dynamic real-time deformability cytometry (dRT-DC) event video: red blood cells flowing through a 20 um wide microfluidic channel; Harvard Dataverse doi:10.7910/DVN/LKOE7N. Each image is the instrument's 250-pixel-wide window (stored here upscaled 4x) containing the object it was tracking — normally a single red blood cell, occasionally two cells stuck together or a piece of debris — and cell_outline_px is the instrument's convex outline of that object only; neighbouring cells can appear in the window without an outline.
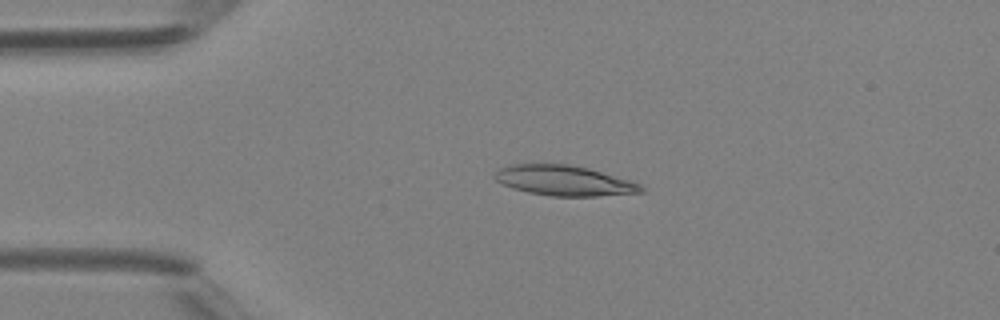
{"species": "Egyptian fruit bat (a non-hibernating species)", "species_latin": "Rousettus aegyptiacus", "temperature_condition": "room temperature", "stored_images_in_passage": 42, "camera_frame_rate_fps": 3000, "um_per_image_px": 0.085, "animal": {"sex": "female"}, "frame": {"image": 1, "passage_image": 9, "time_ms": 2.667, "image_size_px": [1000, 320], "cell_outline_px": [[644, 192], [596, 196], [552, 196], [528, 192], [512, 188], [496, 180], [492, 176], [500, 168], [512, 164], [568, 164], [588, 168], [628, 180], [640, 184], [644, 188]], "centroid_in_image_um": [47.93, 15.35], "position_along_channel_um": 37.1, "area_um2": 25.49}}
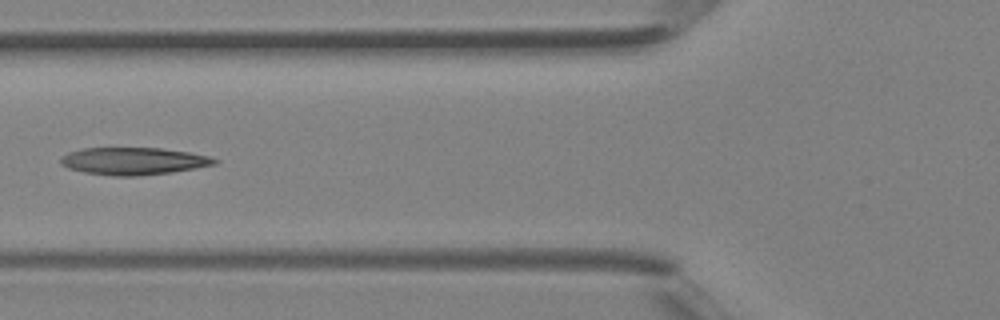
{"frame": {"image": 2, "passage_image": 16, "time_ms": 5.0, "image_size_px": [1000, 320], "cell_outline_px": [[220, 160], [216, 164], [196, 168], [172, 172], [136, 176], [112, 176], [84, 172], [68, 168], [60, 164], [60, 160], [68, 152], [84, 148], [160, 148], [188, 152], [208, 156]], "centroid_in_image_um": [11.35, 13.69], "position_along_channel_um": 114.4, "area_um2": 24.45}}
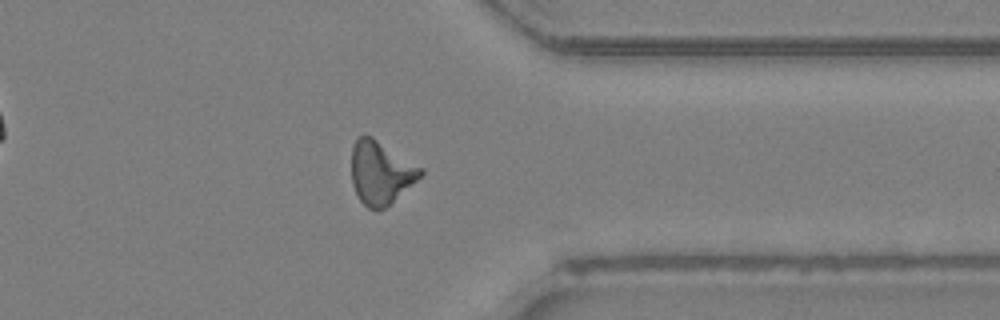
{"frame": {"image": 3, "passage_image": 33, "time_ms": 10.667, "image_size_px": [1000, 320], "cell_outline_px": [[424, 172], [416, 180], [384, 208], [376, 212], [368, 208], [360, 200], [352, 184], [352, 144], [360, 136], [372, 136], [424, 168]], "centroid_in_image_um": [32.35, 14.66], "position_along_channel_um": 379.1, "area_um2": 25.2}}